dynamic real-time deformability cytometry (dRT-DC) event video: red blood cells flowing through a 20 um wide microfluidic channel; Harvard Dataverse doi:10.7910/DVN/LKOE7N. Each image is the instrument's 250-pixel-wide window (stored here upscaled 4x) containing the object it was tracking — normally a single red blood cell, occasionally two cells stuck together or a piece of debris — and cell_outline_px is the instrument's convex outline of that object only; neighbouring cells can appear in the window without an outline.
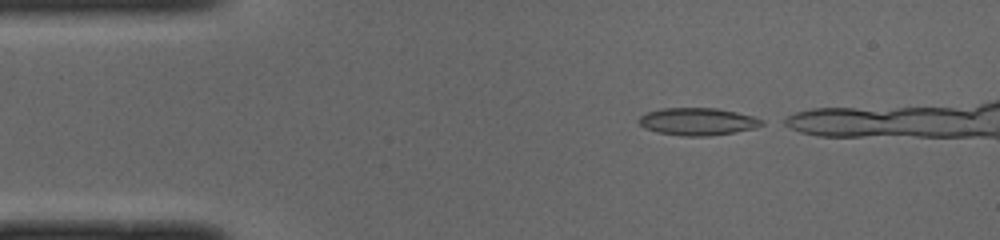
{"species": "common noctule bat (a hibernating species)", "species_latin": "Nyctalus noctula", "temperature_condition": "cold", "stored_images_in_passage": 11, "camera_frame_rate_fps": 3000, "um_per_image_px": 0.085, "animal": {"sex": "male", "body_mass_g": 19.0, "forearm_length_mm": 50.8}, "frame": {"image": 1, "passage_image": 1, "time_ms": 0.0, "image_size_px": [1000, 240], "cell_outline_px": [[764, 124], [752, 128], [736, 132], [708, 136], [680, 136], [656, 132], [644, 128], [636, 120], [644, 112], [660, 108], [716, 108], [736, 112], [752, 116], [764, 120]], "centroid_in_image_um": [59.23, 10.33], "position_along_channel_um": 25.8, "area_um2": 19.83}}
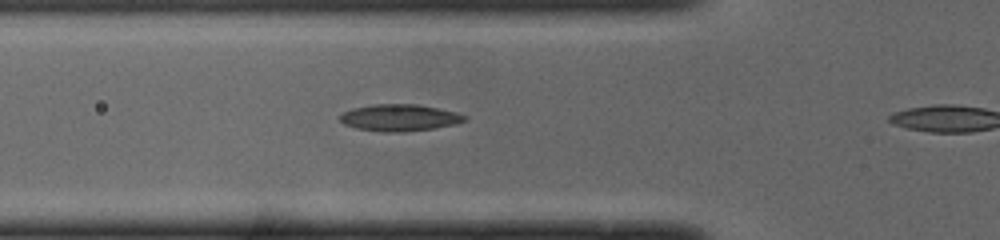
{"frame": {"image": 2, "passage_image": 10, "time_ms": 3.0, "image_size_px": [1000, 240], "cell_outline_px": [[468, 120], [456, 124], [436, 128], [404, 132], [384, 132], [356, 128], [344, 124], [340, 120], [340, 116], [344, 112], [352, 108], [376, 104], [416, 104], [456, 112], [468, 116]], "centroid_in_image_um": [34.0, 10.01], "position_along_channel_um": 91.8, "area_um2": 19.48}}